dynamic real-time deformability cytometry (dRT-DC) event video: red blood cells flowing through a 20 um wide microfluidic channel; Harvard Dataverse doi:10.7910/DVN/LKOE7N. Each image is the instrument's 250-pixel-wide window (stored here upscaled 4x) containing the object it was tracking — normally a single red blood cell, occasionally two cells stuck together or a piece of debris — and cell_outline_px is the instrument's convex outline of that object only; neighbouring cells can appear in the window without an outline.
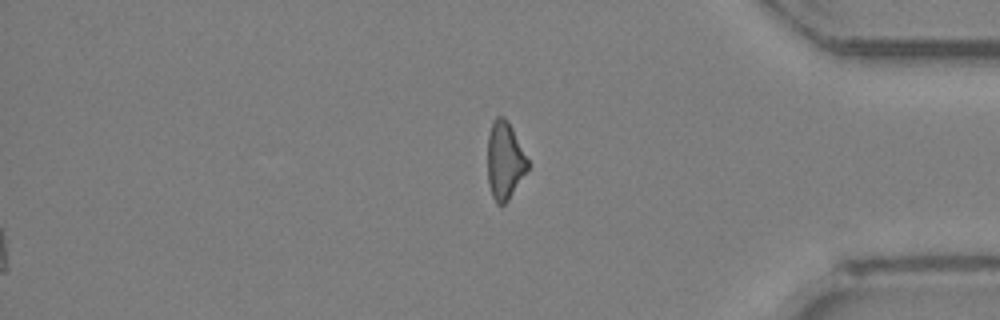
{"species": "Egyptian fruit bat (a non-hibernating species)", "species_latin": "Rousettus aegyptiacus", "temperature_condition": "room temperature", "stored_images_in_passage": 30, "segment_of_instrument_passage": [2, 2], "camera_frame_rate_fps": 3000, "um_per_image_px": 0.085, "animal": {"sex": "female"}, "frame": {"image": 1, "passage_image": 30, "time_ms": 9.667, "image_size_px": [1000, 320], "cell_outline_px": [[528, 168], [508, 200], [504, 204], [496, 204], [492, 196], [488, 184], [488, 136], [492, 120], [496, 116], [504, 116], [508, 120], [528, 160]], "centroid_in_image_um": [42.88, 13.62], "position_along_channel_um": 392.3, "area_um2": 18.03}}